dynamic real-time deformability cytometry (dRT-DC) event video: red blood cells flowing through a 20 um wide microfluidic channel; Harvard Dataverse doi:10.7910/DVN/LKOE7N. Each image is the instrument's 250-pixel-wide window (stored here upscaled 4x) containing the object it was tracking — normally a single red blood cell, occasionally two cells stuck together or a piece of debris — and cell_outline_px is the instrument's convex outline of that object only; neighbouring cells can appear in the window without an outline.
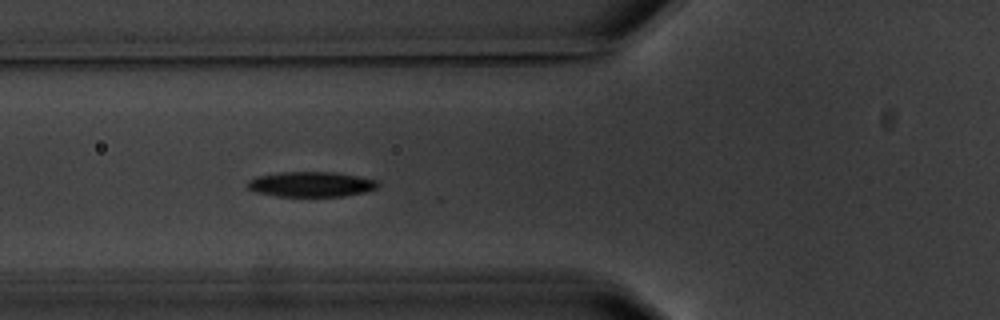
{"species": "common noctule bat (a hibernating species)", "species_latin": "Nyctalus noctula", "temperature_condition": "warm", "stored_images_in_passage": 4, "segment_of_instrument_passage": [1, 2], "camera_frame_rate_fps": 3000, "um_per_image_px": 0.085, "animal": {"sex": "male", "body_mass_g": 20.1, "forearm_length_mm": 53.5}, "frame": {"image": 1, "passage_image": 3, "time_ms": 3.333, "image_size_px": [1000, 320], "cell_outline_px": [[380, 188], [368, 192], [344, 196], [276, 196], [256, 192], [248, 188], [244, 184], [248, 180], [260, 176], [280, 172], [332, 172], [356, 176], [376, 180], [380, 184]], "centroid_in_image_um": [26.47, 15.67], "position_along_channel_um": 99.3, "area_um2": 19.19}}